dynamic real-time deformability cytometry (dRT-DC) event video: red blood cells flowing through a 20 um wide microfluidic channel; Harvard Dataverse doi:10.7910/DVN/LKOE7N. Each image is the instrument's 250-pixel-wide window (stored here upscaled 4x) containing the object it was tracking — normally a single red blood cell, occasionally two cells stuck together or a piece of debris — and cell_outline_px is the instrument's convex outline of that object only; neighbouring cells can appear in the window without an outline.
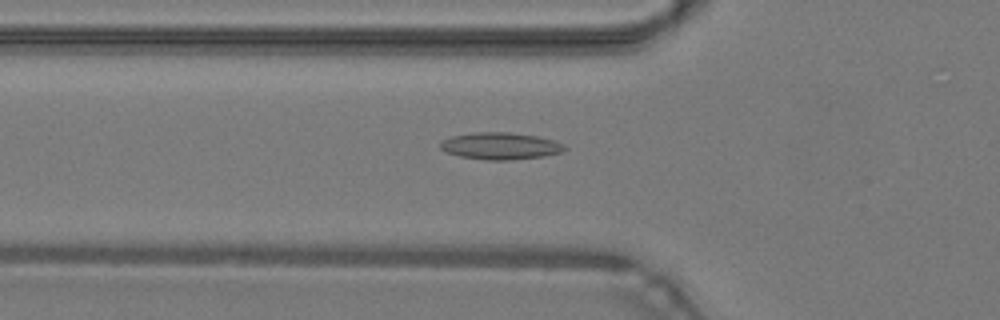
{"species": "common noctule bat (a hibernating species)", "species_latin": "Nyctalus noctula", "temperature_condition": "warm", "stored_images_in_passage": 48, "camera_frame_rate_fps": 3000, "um_per_image_px": 0.085, "animal": {"sex": "male", "body_mass_g": 19.2, "forearm_length_mm": 51.8}, "frame": {"image": 1, "passage_image": 17, "time_ms": 5.333, "image_size_px": [1000, 320], "cell_outline_px": [[568, 148], [560, 152], [544, 156], [508, 160], [488, 160], [460, 156], [448, 152], [440, 148], [440, 140], [452, 136], [472, 132], [508, 132], [536, 136], [556, 140], [564, 144]], "centroid_in_image_um": [42.54, 12.4], "position_along_channel_um": 83.3, "area_um2": 19.54}}
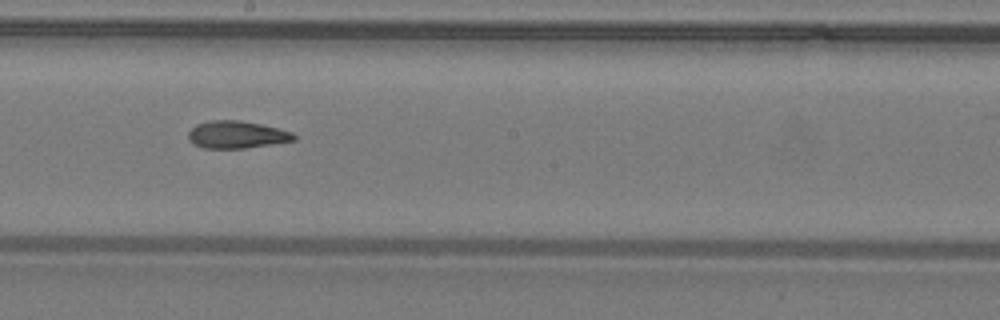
{"frame": {"image": 2, "passage_image": 27, "time_ms": 8.667, "image_size_px": [1000, 320], "cell_outline_px": [[296, 140], [244, 148], [204, 148], [192, 144], [188, 140], [188, 132], [196, 124], [212, 120], [240, 120], [260, 124], [292, 132], [296, 136]], "centroid_in_image_um": [20.08, 11.44], "position_along_channel_um": 228.1, "area_um2": 16.76}}
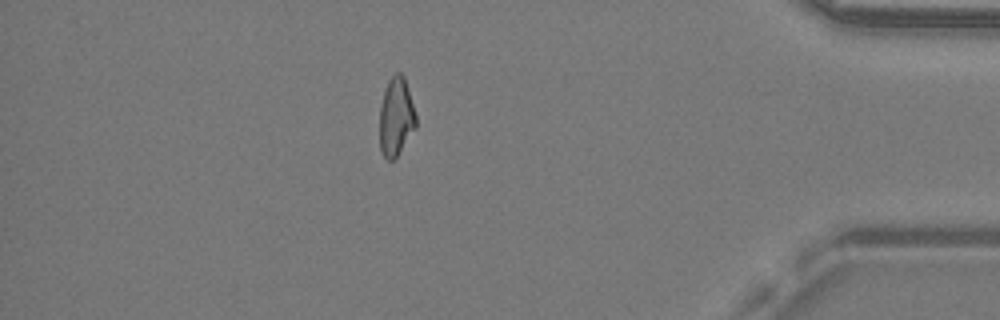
{"frame": {"image": 3, "passage_image": 42, "time_ms": 13.667, "image_size_px": [1000, 320], "cell_outline_px": [[416, 128], [396, 156], [392, 160], [388, 160], [380, 152], [380, 108], [384, 92], [388, 80], [396, 72], [400, 72], [404, 76], [416, 116]], "centroid_in_image_um": [33.66, 9.93], "position_along_channel_um": 401.5, "area_um2": 16.42}, "authors_computed_cell_mechanics": {"area_um2": 17.34, "velocity_mm_per_s": 4.3221, "shape_relaxation_time_tau1_ms": null, "shape_relaxation_time_tau2_ms": 3.1792, "deformation_change_tau1": null, "deformation_change_tau2": 0.1106}}